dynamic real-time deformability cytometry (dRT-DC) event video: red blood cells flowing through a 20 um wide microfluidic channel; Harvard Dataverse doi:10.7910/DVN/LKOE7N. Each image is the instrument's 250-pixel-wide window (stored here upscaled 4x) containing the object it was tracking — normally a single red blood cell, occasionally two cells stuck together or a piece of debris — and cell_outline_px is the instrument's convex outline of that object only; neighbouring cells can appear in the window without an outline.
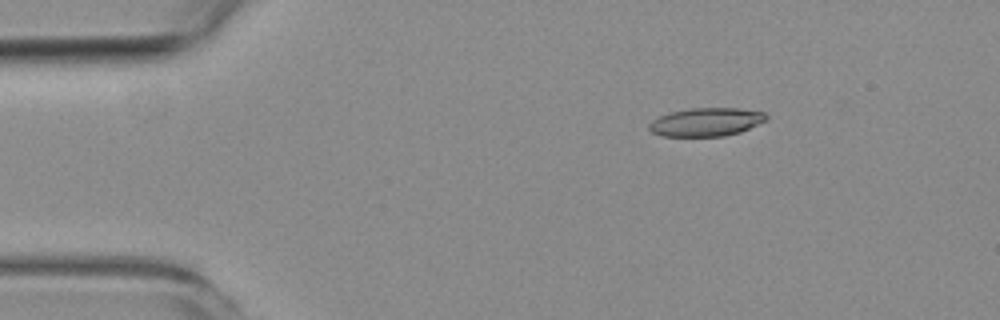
{"species": "common noctule bat (a hibernating species)", "species_latin": "Nyctalus noctula", "temperature_condition": "room temperature", "stored_images_in_passage": 6, "camera_frame_rate_fps": 3000, "um_per_image_px": 0.085, "animal": {"sex": "female", "body_mass_g": 19.3, "forearm_length_mm": 54.1}, "frame": {"image": 1, "passage_image": 3, "time_ms": 2.333, "image_size_px": [1000, 320], "cell_outline_px": [[768, 120], [740, 132], [724, 136], [660, 136], [652, 132], [648, 128], [648, 124], [652, 120], [668, 112], [688, 108], [736, 108], [764, 112], [768, 116]], "centroid_in_image_um": [60.01, 10.37], "position_along_channel_um": 25.0, "area_um2": 19.54}}